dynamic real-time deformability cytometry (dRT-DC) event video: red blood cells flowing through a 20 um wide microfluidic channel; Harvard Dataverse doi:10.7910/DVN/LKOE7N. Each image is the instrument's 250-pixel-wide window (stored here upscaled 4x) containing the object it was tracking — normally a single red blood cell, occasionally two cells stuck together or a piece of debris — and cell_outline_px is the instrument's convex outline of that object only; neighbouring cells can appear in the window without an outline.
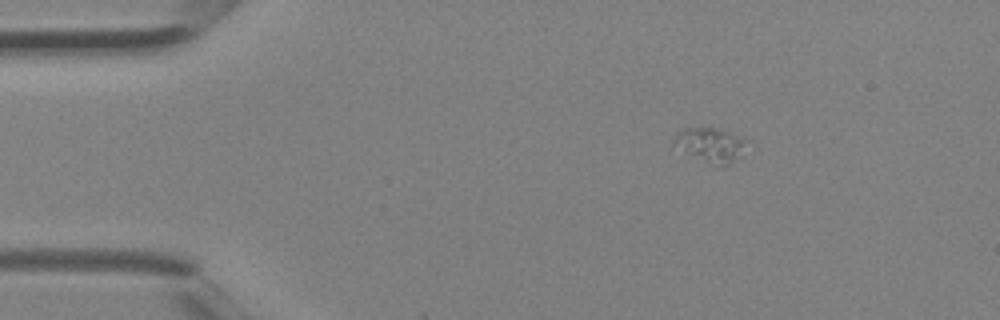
{"species": "Egyptian fruit bat (a non-hibernating species)", "species_latin": "Rousettus aegyptiacus", "temperature_condition": "room temperature", "stored_images_in_passage": 4, "camera_frame_rate_fps": 3000, "um_per_image_px": 0.085, "animal": {"sex": "female"}, "frame": {"image": 1, "passage_image": 4, "time_ms": 1.0, "image_size_px": [1000, 320], "cell_outline_px": [[752, 140], [740, 156], [728, 164], [720, 168], [684, 152], [672, 144], [672, 140], [676, 132], [684, 128], [716, 128]], "centroid_in_image_um": [60.43, 12.31], "position_along_channel_um": 24.6, "area_um2": 14.85}}